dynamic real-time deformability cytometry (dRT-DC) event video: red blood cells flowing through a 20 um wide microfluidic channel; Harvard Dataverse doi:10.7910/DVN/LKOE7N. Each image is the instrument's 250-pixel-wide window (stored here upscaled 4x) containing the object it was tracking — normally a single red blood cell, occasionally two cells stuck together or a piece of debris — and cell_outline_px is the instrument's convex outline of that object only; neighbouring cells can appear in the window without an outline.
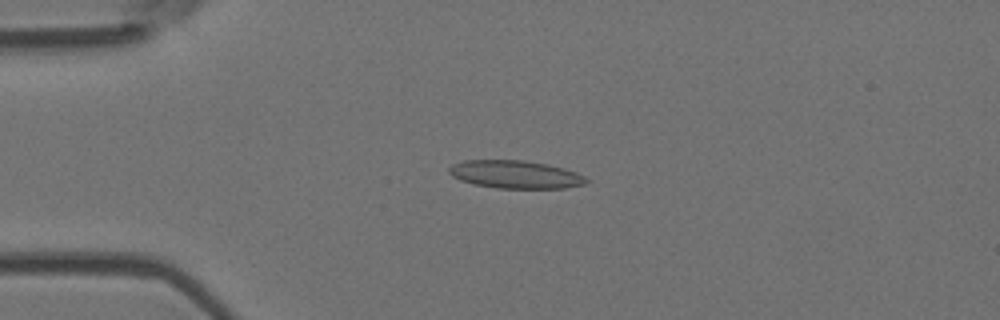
{"species": "Egyptian fruit bat (a non-hibernating species)", "species_latin": "Rousettus aegyptiacus", "temperature_condition": "room temperature", "stored_images_in_passage": 45, "camera_frame_rate_fps": 3000, "um_per_image_px": 0.085, "animal": {"sex": "female"}, "frame": {"image": 1, "passage_image": 12, "time_ms": 3.667, "image_size_px": [1000, 320], "cell_outline_px": [[588, 184], [564, 188], [496, 188], [472, 184], [460, 180], [452, 176], [448, 172], [448, 168], [452, 164], [464, 160], [524, 160], [548, 164], [564, 168], [576, 172], [584, 176], [588, 180]], "centroid_in_image_um": [43.8, 14.83], "position_along_channel_um": 41.2, "area_um2": 22.54}}
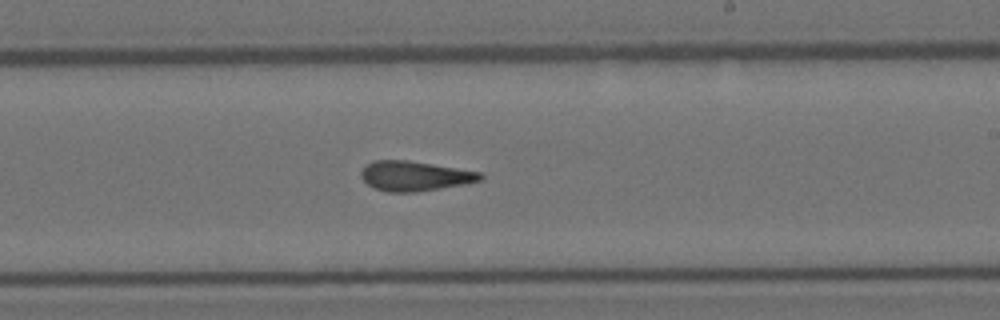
{"frame": {"image": 2, "passage_image": 31, "time_ms": 10.0, "image_size_px": [1000, 320], "cell_outline_px": [[484, 176], [480, 180], [464, 184], [416, 192], [388, 192], [376, 188], [368, 184], [360, 176], [360, 172], [372, 160], [408, 160], [480, 172]], "centroid_in_image_um": [35.23, 14.95], "position_along_channel_um": 253.8, "area_um2": 20.46}}
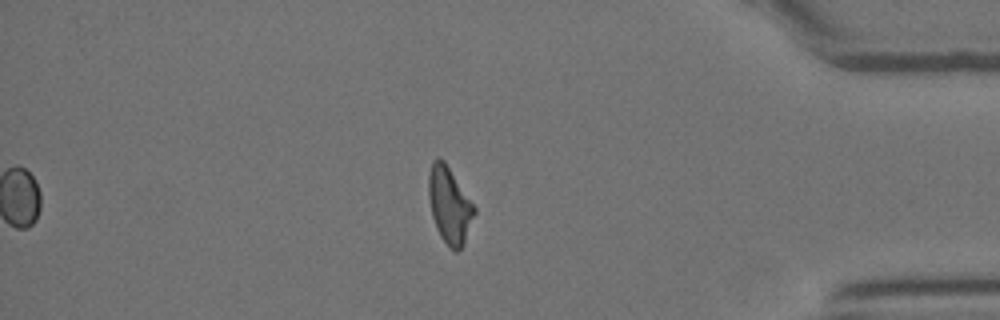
{"frame": {"image": 3, "passage_image": 45, "time_ms": 14.667, "image_size_px": [1000, 320], "cell_outline_px": [[476, 212], [464, 240], [460, 248], [456, 252], [452, 252], [448, 248], [440, 236], [436, 228], [432, 216], [428, 196], [428, 176], [432, 160], [436, 156], [440, 156], [444, 160], [476, 208]], "centroid_in_image_um": [38.17, 17.42], "position_along_channel_um": 397.0, "area_um2": 20.4}, "authors_computed_cell_mechanics": {"area_um2": 21.1548, "velocity_mm_per_s": 3.7601, "shape_relaxation_time_tau1_ms": null, "shape_relaxation_time_tau2_ms": 3.0599, "deformation_change_tau1": null, "deformation_change_tau2": 0.1373}}